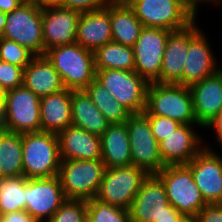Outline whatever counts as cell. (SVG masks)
Listing matches in <instances>:
<instances>
[{"label":"cell","instance_id":"cell-23","mask_svg":"<svg viewBox=\"0 0 222 222\" xmlns=\"http://www.w3.org/2000/svg\"><path fill=\"white\" fill-rule=\"evenodd\" d=\"M41 131L58 134L72 125L71 90L40 98Z\"/></svg>","mask_w":222,"mask_h":222},{"label":"cell","instance_id":"cell-14","mask_svg":"<svg viewBox=\"0 0 222 222\" xmlns=\"http://www.w3.org/2000/svg\"><path fill=\"white\" fill-rule=\"evenodd\" d=\"M66 200L58 176L27 179L25 210L38 222H47Z\"/></svg>","mask_w":222,"mask_h":222},{"label":"cell","instance_id":"cell-30","mask_svg":"<svg viewBox=\"0 0 222 222\" xmlns=\"http://www.w3.org/2000/svg\"><path fill=\"white\" fill-rule=\"evenodd\" d=\"M84 90L110 124L124 123L131 115V113L96 79Z\"/></svg>","mask_w":222,"mask_h":222},{"label":"cell","instance_id":"cell-4","mask_svg":"<svg viewBox=\"0 0 222 222\" xmlns=\"http://www.w3.org/2000/svg\"><path fill=\"white\" fill-rule=\"evenodd\" d=\"M155 175L165 187L169 204L180 214L196 217L207 205L186 164L166 165Z\"/></svg>","mask_w":222,"mask_h":222},{"label":"cell","instance_id":"cell-24","mask_svg":"<svg viewBox=\"0 0 222 222\" xmlns=\"http://www.w3.org/2000/svg\"><path fill=\"white\" fill-rule=\"evenodd\" d=\"M23 85L40 98L65 89L60 74L45 55H36L24 68Z\"/></svg>","mask_w":222,"mask_h":222},{"label":"cell","instance_id":"cell-28","mask_svg":"<svg viewBox=\"0 0 222 222\" xmlns=\"http://www.w3.org/2000/svg\"><path fill=\"white\" fill-rule=\"evenodd\" d=\"M23 175L22 134L0 130V178Z\"/></svg>","mask_w":222,"mask_h":222},{"label":"cell","instance_id":"cell-50","mask_svg":"<svg viewBox=\"0 0 222 222\" xmlns=\"http://www.w3.org/2000/svg\"><path fill=\"white\" fill-rule=\"evenodd\" d=\"M2 129V124H1V117H0V130Z\"/></svg>","mask_w":222,"mask_h":222},{"label":"cell","instance_id":"cell-49","mask_svg":"<svg viewBox=\"0 0 222 222\" xmlns=\"http://www.w3.org/2000/svg\"><path fill=\"white\" fill-rule=\"evenodd\" d=\"M109 1H124V2H126L127 0H109Z\"/></svg>","mask_w":222,"mask_h":222},{"label":"cell","instance_id":"cell-39","mask_svg":"<svg viewBox=\"0 0 222 222\" xmlns=\"http://www.w3.org/2000/svg\"><path fill=\"white\" fill-rule=\"evenodd\" d=\"M0 222H38L26 210L0 214Z\"/></svg>","mask_w":222,"mask_h":222},{"label":"cell","instance_id":"cell-36","mask_svg":"<svg viewBox=\"0 0 222 222\" xmlns=\"http://www.w3.org/2000/svg\"><path fill=\"white\" fill-rule=\"evenodd\" d=\"M146 116L149 119L153 135L158 143L167 138V136L172 134L179 126L182 125L178 121L172 120L167 117L155 115Z\"/></svg>","mask_w":222,"mask_h":222},{"label":"cell","instance_id":"cell-37","mask_svg":"<svg viewBox=\"0 0 222 222\" xmlns=\"http://www.w3.org/2000/svg\"><path fill=\"white\" fill-rule=\"evenodd\" d=\"M108 2L109 0H62L60 6L84 13L99 10Z\"/></svg>","mask_w":222,"mask_h":222},{"label":"cell","instance_id":"cell-12","mask_svg":"<svg viewBox=\"0 0 222 222\" xmlns=\"http://www.w3.org/2000/svg\"><path fill=\"white\" fill-rule=\"evenodd\" d=\"M0 37L17 42L35 55H44L42 8L38 5L21 4L7 13L5 28Z\"/></svg>","mask_w":222,"mask_h":222},{"label":"cell","instance_id":"cell-19","mask_svg":"<svg viewBox=\"0 0 222 222\" xmlns=\"http://www.w3.org/2000/svg\"><path fill=\"white\" fill-rule=\"evenodd\" d=\"M206 38L200 31L189 42L183 68V85L186 87L216 74L221 69L217 67L215 55Z\"/></svg>","mask_w":222,"mask_h":222},{"label":"cell","instance_id":"cell-16","mask_svg":"<svg viewBox=\"0 0 222 222\" xmlns=\"http://www.w3.org/2000/svg\"><path fill=\"white\" fill-rule=\"evenodd\" d=\"M80 16V12L60 5L42 8L44 54L51 48L75 43Z\"/></svg>","mask_w":222,"mask_h":222},{"label":"cell","instance_id":"cell-8","mask_svg":"<svg viewBox=\"0 0 222 222\" xmlns=\"http://www.w3.org/2000/svg\"><path fill=\"white\" fill-rule=\"evenodd\" d=\"M1 124L14 133L41 131L40 97L24 85L6 91Z\"/></svg>","mask_w":222,"mask_h":222},{"label":"cell","instance_id":"cell-33","mask_svg":"<svg viewBox=\"0 0 222 222\" xmlns=\"http://www.w3.org/2000/svg\"><path fill=\"white\" fill-rule=\"evenodd\" d=\"M36 55L15 41L0 37V60L25 68Z\"/></svg>","mask_w":222,"mask_h":222},{"label":"cell","instance_id":"cell-17","mask_svg":"<svg viewBox=\"0 0 222 222\" xmlns=\"http://www.w3.org/2000/svg\"><path fill=\"white\" fill-rule=\"evenodd\" d=\"M200 31L194 20L186 28L172 31L169 34L163 56L159 84L183 85V68L187 58L189 42Z\"/></svg>","mask_w":222,"mask_h":222},{"label":"cell","instance_id":"cell-7","mask_svg":"<svg viewBox=\"0 0 222 222\" xmlns=\"http://www.w3.org/2000/svg\"><path fill=\"white\" fill-rule=\"evenodd\" d=\"M129 212L132 222H176L182 216L169 204L165 187L155 174L143 181Z\"/></svg>","mask_w":222,"mask_h":222},{"label":"cell","instance_id":"cell-38","mask_svg":"<svg viewBox=\"0 0 222 222\" xmlns=\"http://www.w3.org/2000/svg\"><path fill=\"white\" fill-rule=\"evenodd\" d=\"M196 218L198 222H222V204H207Z\"/></svg>","mask_w":222,"mask_h":222},{"label":"cell","instance_id":"cell-20","mask_svg":"<svg viewBox=\"0 0 222 222\" xmlns=\"http://www.w3.org/2000/svg\"><path fill=\"white\" fill-rule=\"evenodd\" d=\"M61 160H98L102 157L101 137L73 125L57 134Z\"/></svg>","mask_w":222,"mask_h":222},{"label":"cell","instance_id":"cell-40","mask_svg":"<svg viewBox=\"0 0 222 222\" xmlns=\"http://www.w3.org/2000/svg\"><path fill=\"white\" fill-rule=\"evenodd\" d=\"M206 128H215L216 140L220 145H222V109L218 112V114L205 126Z\"/></svg>","mask_w":222,"mask_h":222},{"label":"cell","instance_id":"cell-34","mask_svg":"<svg viewBox=\"0 0 222 222\" xmlns=\"http://www.w3.org/2000/svg\"><path fill=\"white\" fill-rule=\"evenodd\" d=\"M87 201L67 199L47 222H86Z\"/></svg>","mask_w":222,"mask_h":222},{"label":"cell","instance_id":"cell-1","mask_svg":"<svg viewBox=\"0 0 222 222\" xmlns=\"http://www.w3.org/2000/svg\"><path fill=\"white\" fill-rule=\"evenodd\" d=\"M69 90H84L96 79L94 52L78 43L51 48L44 54Z\"/></svg>","mask_w":222,"mask_h":222},{"label":"cell","instance_id":"cell-13","mask_svg":"<svg viewBox=\"0 0 222 222\" xmlns=\"http://www.w3.org/2000/svg\"><path fill=\"white\" fill-rule=\"evenodd\" d=\"M172 31L162 28L143 27L132 46L135 70L149 83L160 81V72L167 39Z\"/></svg>","mask_w":222,"mask_h":222},{"label":"cell","instance_id":"cell-43","mask_svg":"<svg viewBox=\"0 0 222 222\" xmlns=\"http://www.w3.org/2000/svg\"><path fill=\"white\" fill-rule=\"evenodd\" d=\"M196 15L198 10V5L201 3L199 0H182Z\"/></svg>","mask_w":222,"mask_h":222},{"label":"cell","instance_id":"cell-3","mask_svg":"<svg viewBox=\"0 0 222 222\" xmlns=\"http://www.w3.org/2000/svg\"><path fill=\"white\" fill-rule=\"evenodd\" d=\"M145 115L167 117L180 124H197L189 87L179 84L149 83Z\"/></svg>","mask_w":222,"mask_h":222},{"label":"cell","instance_id":"cell-21","mask_svg":"<svg viewBox=\"0 0 222 222\" xmlns=\"http://www.w3.org/2000/svg\"><path fill=\"white\" fill-rule=\"evenodd\" d=\"M198 124L205 127L222 109V68L189 87Z\"/></svg>","mask_w":222,"mask_h":222},{"label":"cell","instance_id":"cell-26","mask_svg":"<svg viewBox=\"0 0 222 222\" xmlns=\"http://www.w3.org/2000/svg\"><path fill=\"white\" fill-rule=\"evenodd\" d=\"M72 125L101 136L110 125L85 90H71Z\"/></svg>","mask_w":222,"mask_h":222},{"label":"cell","instance_id":"cell-5","mask_svg":"<svg viewBox=\"0 0 222 222\" xmlns=\"http://www.w3.org/2000/svg\"><path fill=\"white\" fill-rule=\"evenodd\" d=\"M106 170L101 159L61 160L58 177L66 199L96 197Z\"/></svg>","mask_w":222,"mask_h":222},{"label":"cell","instance_id":"cell-2","mask_svg":"<svg viewBox=\"0 0 222 222\" xmlns=\"http://www.w3.org/2000/svg\"><path fill=\"white\" fill-rule=\"evenodd\" d=\"M22 160L23 176L27 179L58 176L61 159L57 134H22Z\"/></svg>","mask_w":222,"mask_h":222},{"label":"cell","instance_id":"cell-46","mask_svg":"<svg viewBox=\"0 0 222 222\" xmlns=\"http://www.w3.org/2000/svg\"><path fill=\"white\" fill-rule=\"evenodd\" d=\"M6 24V14L0 11V36L2 35Z\"/></svg>","mask_w":222,"mask_h":222},{"label":"cell","instance_id":"cell-9","mask_svg":"<svg viewBox=\"0 0 222 222\" xmlns=\"http://www.w3.org/2000/svg\"><path fill=\"white\" fill-rule=\"evenodd\" d=\"M148 173L134 165L106 168L96 199L130 210L133 200Z\"/></svg>","mask_w":222,"mask_h":222},{"label":"cell","instance_id":"cell-22","mask_svg":"<svg viewBox=\"0 0 222 222\" xmlns=\"http://www.w3.org/2000/svg\"><path fill=\"white\" fill-rule=\"evenodd\" d=\"M75 42L92 52L112 42L110 1L99 10L81 13Z\"/></svg>","mask_w":222,"mask_h":222},{"label":"cell","instance_id":"cell-35","mask_svg":"<svg viewBox=\"0 0 222 222\" xmlns=\"http://www.w3.org/2000/svg\"><path fill=\"white\" fill-rule=\"evenodd\" d=\"M24 68L0 60V85L5 90L23 85Z\"/></svg>","mask_w":222,"mask_h":222},{"label":"cell","instance_id":"cell-27","mask_svg":"<svg viewBox=\"0 0 222 222\" xmlns=\"http://www.w3.org/2000/svg\"><path fill=\"white\" fill-rule=\"evenodd\" d=\"M110 21L112 41L131 47L144 27L124 1H110Z\"/></svg>","mask_w":222,"mask_h":222},{"label":"cell","instance_id":"cell-48","mask_svg":"<svg viewBox=\"0 0 222 222\" xmlns=\"http://www.w3.org/2000/svg\"><path fill=\"white\" fill-rule=\"evenodd\" d=\"M199 1H200V2H203V3H204L205 1H207L208 3H209V2H210V3L214 2L215 4L218 3V2H219L218 4H220V2H222V0H199Z\"/></svg>","mask_w":222,"mask_h":222},{"label":"cell","instance_id":"cell-41","mask_svg":"<svg viewBox=\"0 0 222 222\" xmlns=\"http://www.w3.org/2000/svg\"><path fill=\"white\" fill-rule=\"evenodd\" d=\"M21 4L20 0H0V11L7 14L17 9Z\"/></svg>","mask_w":222,"mask_h":222},{"label":"cell","instance_id":"cell-25","mask_svg":"<svg viewBox=\"0 0 222 222\" xmlns=\"http://www.w3.org/2000/svg\"><path fill=\"white\" fill-rule=\"evenodd\" d=\"M100 137L102 148L101 160L106 168L132 165L126 122L110 124Z\"/></svg>","mask_w":222,"mask_h":222},{"label":"cell","instance_id":"cell-18","mask_svg":"<svg viewBox=\"0 0 222 222\" xmlns=\"http://www.w3.org/2000/svg\"><path fill=\"white\" fill-rule=\"evenodd\" d=\"M193 125L196 124H182L159 142L161 159L165 165L188 164L204 148Z\"/></svg>","mask_w":222,"mask_h":222},{"label":"cell","instance_id":"cell-29","mask_svg":"<svg viewBox=\"0 0 222 222\" xmlns=\"http://www.w3.org/2000/svg\"><path fill=\"white\" fill-rule=\"evenodd\" d=\"M95 69L135 70V57L131 46L115 42L106 43L94 52Z\"/></svg>","mask_w":222,"mask_h":222},{"label":"cell","instance_id":"cell-31","mask_svg":"<svg viewBox=\"0 0 222 222\" xmlns=\"http://www.w3.org/2000/svg\"><path fill=\"white\" fill-rule=\"evenodd\" d=\"M26 182L23 175L0 178V214L25 210Z\"/></svg>","mask_w":222,"mask_h":222},{"label":"cell","instance_id":"cell-11","mask_svg":"<svg viewBox=\"0 0 222 222\" xmlns=\"http://www.w3.org/2000/svg\"><path fill=\"white\" fill-rule=\"evenodd\" d=\"M132 165L149 175L156 174L166 165L161 159L159 143L153 135L148 117L144 113L131 114L126 120Z\"/></svg>","mask_w":222,"mask_h":222},{"label":"cell","instance_id":"cell-32","mask_svg":"<svg viewBox=\"0 0 222 222\" xmlns=\"http://www.w3.org/2000/svg\"><path fill=\"white\" fill-rule=\"evenodd\" d=\"M88 222H131L129 210L99 201L87 200Z\"/></svg>","mask_w":222,"mask_h":222},{"label":"cell","instance_id":"cell-44","mask_svg":"<svg viewBox=\"0 0 222 222\" xmlns=\"http://www.w3.org/2000/svg\"><path fill=\"white\" fill-rule=\"evenodd\" d=\"M6 91L0 85V117H2Z\"/></svg>","mask_w":222,"mask_h":222},{"label":"cell","instance_id":"cell-10","mask_svg":"<svg viewBox=\"0 0 222 222\" xmlns=\"http://www.w3.org/2000/svg\"><path fill=\"white\" fill-rule=\"evenodd\" d=\"M96 80L131 114L143 113L145 110L149 82L136 71L98 70Z\"/></svg>","mask_w":222,"mask_h":222},{"label":"cell","instance_id":"cell-45","mask_svg":"<svg viewBox=\"0 0 222 222\" xmlns=\"http://www.w3.org/2000/svg\"><path fill=\"white\" fill-rule=\"evenodd\" d=\"M176 222H198L195 216L182 215Z\"/></svg>","mask_w":222,"mask_h":222},{"label":"cell","instance_id":"cell-15","mask_svg":"<svg viewBox=\"0 0 222 222\" xmlns=\"http://www.w3.org/2000/svg\"><path fill=\"white\" fill-rule=\"evenodd\" d=\"M207 204H222V157L204 148L186 164Z\"/></svg>","mask_w":222,"mask_h":222},{"label":"cell","instance_id":"cell-47","mask_svg":"<svg viewBox=\"0 0 222 222\" xmlns=\"http://www.w3.org/2000/svg\"><path fill=\"white\" fill-rule=\"evenodd\" d=\"M22 4H32L39 6V0H20Z\"/></svg>","mask_w":222,"mask_h":222},{"label":"cell","instance_id":"cell-42","mask_svg":"<svg viewBox=\"0 0 222 222\" xmlns=\"http://www.w3.org/2000/svg\"><path fill=\"white\" fill-rule=\"evenodd\" d=\"M62 0H39V6L41 8L48 6H58Z\"/></svg>","mask_w":222,"mask_h":222},{"label":"cell","instance_id":"cell-6","mask_svg":"<svg viewBox=\"0 0 222 222\" xmlns=\"http://www.w3.org/2000/svg\"><path fill=\"white\" fill-rule=\"evenodd\" d=\"M144 27L176 31L186 28L196 14L182 0H127Z\"/></svg>","mask_w":222,"mask_h":222}]
</instances>
